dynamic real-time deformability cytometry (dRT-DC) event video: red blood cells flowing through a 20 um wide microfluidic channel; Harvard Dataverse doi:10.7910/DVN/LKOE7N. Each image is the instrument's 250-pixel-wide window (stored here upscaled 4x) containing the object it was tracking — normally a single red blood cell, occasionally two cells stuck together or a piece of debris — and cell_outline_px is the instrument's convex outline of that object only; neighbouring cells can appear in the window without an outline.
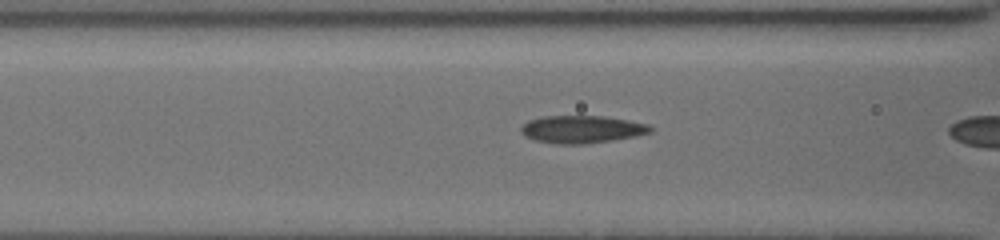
{"species": "common noctule bat (a hibernating species)", "species_latin": "Nyctalus noctula", "temperature_condition": "cold", "stored_images_in_passage": 17, "camera_frame_rate_fps": 3000, "um_per_image_px": 0.085, "animal": {"sex": "female", "body_mass_g": 19.5, "forearm_length_mm": 54.1}, "frame": {"image": 1, "passage_image": 14, "time_ms": 3.333, "image_size_px": [1000, 240], "cell_outline_px": [[652, 132], [636, 136], [612, 140], [584, 144], [556, 144], [536, 140], [524, 136], [520, 132], [520, 128], [528, 120], [544, 116], [604, 116], [628, 120], [648, 124], [652, 128]], "centroid_in_image_um": [49.44, 10.99], "position_along_channel_um": 117.2, "area_um2": 20.81}}